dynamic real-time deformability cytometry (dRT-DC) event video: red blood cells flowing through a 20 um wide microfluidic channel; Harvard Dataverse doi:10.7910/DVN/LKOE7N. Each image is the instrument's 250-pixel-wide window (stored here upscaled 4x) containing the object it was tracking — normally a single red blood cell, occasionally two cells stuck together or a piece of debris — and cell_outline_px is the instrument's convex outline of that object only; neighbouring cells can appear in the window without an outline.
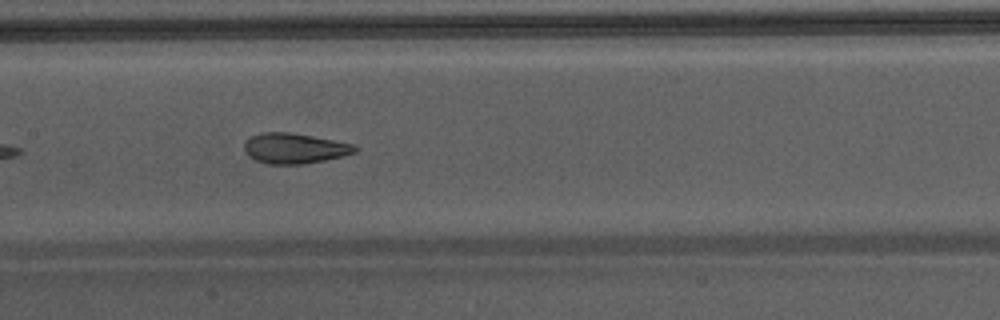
{"species": "Egyptian fruit bat (a non-hibernating species)", "species_latin": "Rousettus aegyptiacus", "temperature_condition": "warm", "stored_images_in_passage": 33, "camera_frame_rate_fps": 3000, "um_per_image_px": 0.085, "animal": {"sex": "male"}, "frame": {"image": 1, "passage_image": 10, "time_ms": 3.0, "image_size_px": [1000, 320], "cell_outline_px": [[360, 148], [356, 152], [324, 160], [304, 164], [268, 164], [256, 160], [248, 156], [244, 152], [244, 144], [252, 136], [264, 132], [288, 132], [312, 136], [352, 144]], "centroid_in_image_um": [25.01, 12.61], "position_along_channel_um": 182.4, "area_um2": 19.36}}
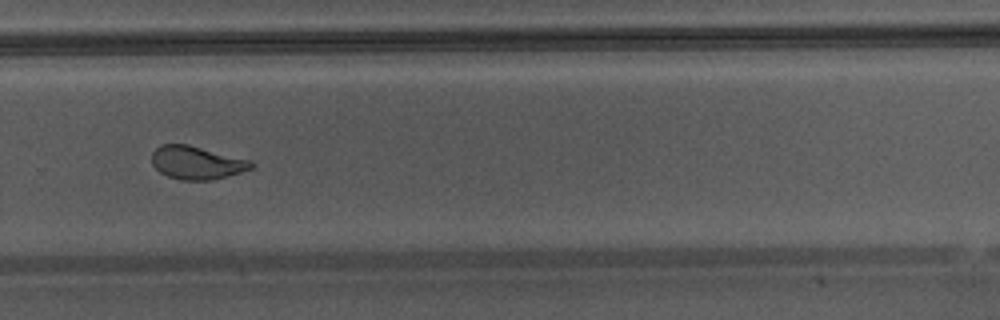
{"frame": {"image": 2, "passage_image": 19, "time_ms": 6.0, "image_size_px": [1000, 320], "cell_outline_px": [[256, 164], [252, 168], [228, 176], [212, 180], [180, 180], [168, 176], [160, 172], [152, 164], [152, 152], [160, 144], [188, 144], [252, 160]], "centroid_in_image_um": [16.74, 13.82], "position_along_channel_um": 313.1, "area_um2": 19.36}, "authors_computed_cell_mechanics": {"area_um2": 20.7502, "velocity_mm_per_s": 4.3736, "shape_relaxation_time_tau1_ms": 5.5392, "shape_relaxation_time_tau2_ms": 0.8968, "deformation_change_tau1": 0.1567, "deformation_change_tau2": 0.0744}}